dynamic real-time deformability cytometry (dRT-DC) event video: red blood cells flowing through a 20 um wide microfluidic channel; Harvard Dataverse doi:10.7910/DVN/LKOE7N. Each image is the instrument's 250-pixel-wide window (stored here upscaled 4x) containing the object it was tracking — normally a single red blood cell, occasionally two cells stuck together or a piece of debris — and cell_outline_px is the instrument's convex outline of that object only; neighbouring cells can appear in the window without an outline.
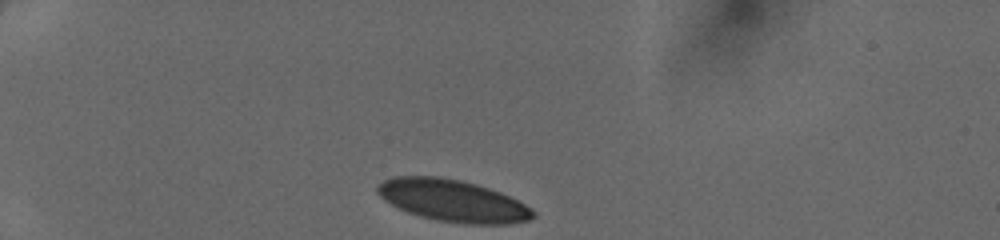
{"species": "human", "species_latin": "Homo sapiens", "temperature_condition": "cold", "stored_images_in_passage": 31, "camera_frame_rate_fps": 3000, "um_per_image_px": 0.085, "donor": {"sex": "female"}, "frame": {"image": 1, "passage_image": 1, "time_ms": 0.0, "image_size_px": [1000, 240], "cell_outline_px": [[536, 216], [528, 220], [508, 224], [468, 224], [436, 220], [420, 216], [408, 212], [384, 200], [376, 192], [376, 184], [384, 180], [396, 176], [436, 176], [460, 180], [476, 184], [500, 192], [520, 200], [532, 208], [536, 212]], "centroid_in_image_um": [38.51, 17.05], "position_along_channel_um": 46.5, "area_um2": 38.15}}
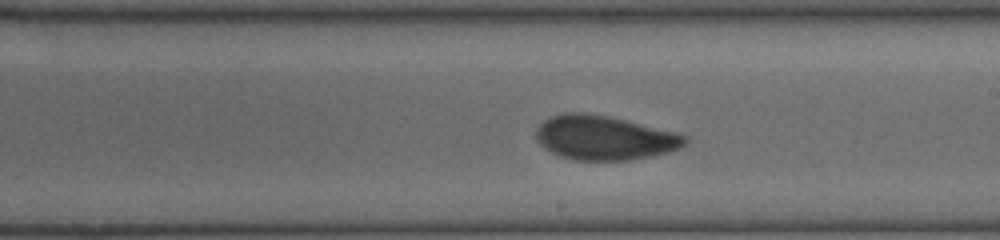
{"frame": {"image": 2, "passage_image": 18, "time_ms": 5.667, "image_size_px": [1000, 240], "cell_outline_px": [[688, 144], [672, 152], [632, 160], [572, 160], [560, 156], [544, 148], [536, 140], [536, 128], [544, 120], [552, 116], [564, 112], [584, 112], [624, 120], [676, 132], [688, 136]], "centroid_in_image_um": [51.39, 11.72], "position_along_channel_um": 237.6, "area_um2": 38.61}}
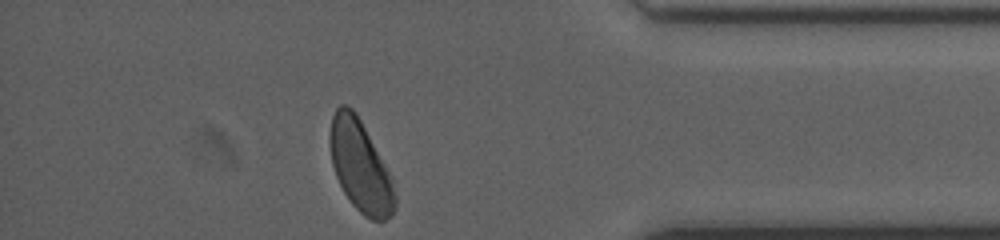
{"frame": {"image": 3, "passage_image": 31, "time_ms": 10.0, "image_size_px": [1000, 240], "cell_outline_px": [[396, 208], [384, 220], [372, 220], [364, 216], [352, 204], [344, 192], [336, 176], [332, 164], [328, 140], [328, 136], [332, 116], [336, 108], [340, 104], [348, 104], [356, 112], [388, 172], [396, 196]], "centroid_in_image_um": [30.58, 14.1], "position_along_channel_um": 404.6, "area_um2": 34.16}}